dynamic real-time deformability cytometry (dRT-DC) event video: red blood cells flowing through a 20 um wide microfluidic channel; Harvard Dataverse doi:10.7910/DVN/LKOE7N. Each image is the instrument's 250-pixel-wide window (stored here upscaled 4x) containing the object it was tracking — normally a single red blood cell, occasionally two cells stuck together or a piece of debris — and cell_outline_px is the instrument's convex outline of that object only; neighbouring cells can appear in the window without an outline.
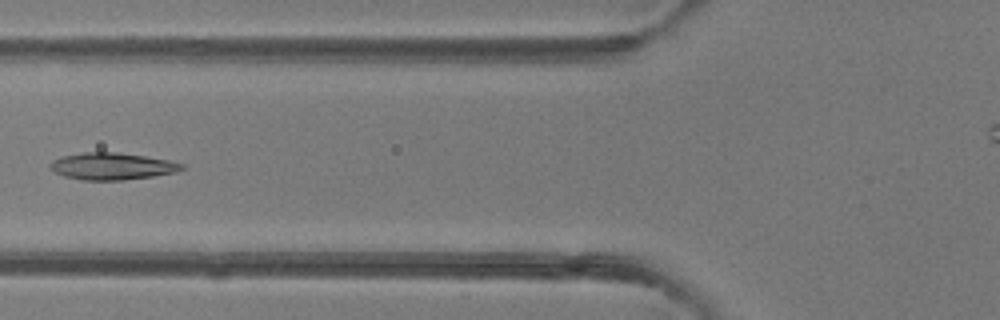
{"species": "common noctule bat (a hibernating species)", "species_latin": "Nyctalus noctula", "temperature_condition": "room temperature", "stored_images_in_passage": 5, "camera_frame_rate_fps": 3000, "um_per_image_px": 0.085, "animal": {"sex": "female"}, "frame": {"image": 1, "passage_image": 5, "time_ms": 5.667, "image_size_px": [1000, 320], "cell_outline_px": [[184, 168], [176, 172], [152, 176], [124, 180], [80, 180], [64, 176], [48, 168], [48, 164], [52, 160], [64, 156], [84, 152], [116, 152], [144, 156], [168, 160], [184, 164]], "centroid_in_image_um": [9.49, 14.13], "position_along_channel_um": 116.3, "area_um2": 20.63}}